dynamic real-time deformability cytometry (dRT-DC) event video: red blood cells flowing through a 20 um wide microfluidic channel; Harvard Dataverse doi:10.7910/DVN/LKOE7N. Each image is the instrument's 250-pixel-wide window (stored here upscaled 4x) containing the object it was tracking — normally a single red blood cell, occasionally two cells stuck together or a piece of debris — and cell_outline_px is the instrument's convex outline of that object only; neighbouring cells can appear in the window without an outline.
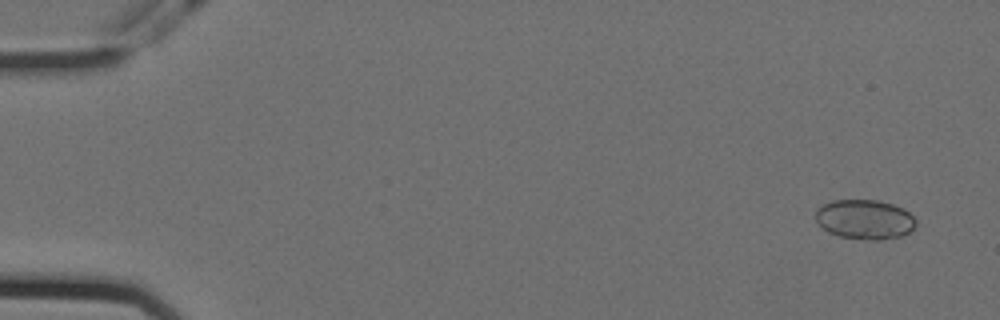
{"species": "Egyptian fruit bat (a non-hibernating species)", "species_latin": "Rousettus aegyptiacus", "temperature_condition": "cold", "stored_images_in_passage": 55, "camera_frame_rate_fps": 3000, "um_per_image_px": 0.085, "animal": {"sex": "female"}, "frame": {"image": 1, "passage_image": 1, "time_ms": 0.0, "image_size_px": [1000, 320], "cell_outline_px": [[916, 224], [908, 232], [900, 236], [880, 240], [868, 240], [840, 236], [828, 232], [816, 220], [816, 208], [832, 200], [880, 200], [904, 208], [916, 220]], "centroid_in_image_um": [73.5, 18.64], "position_along_channel_um": 11.5, "area_um2": 23.06}}
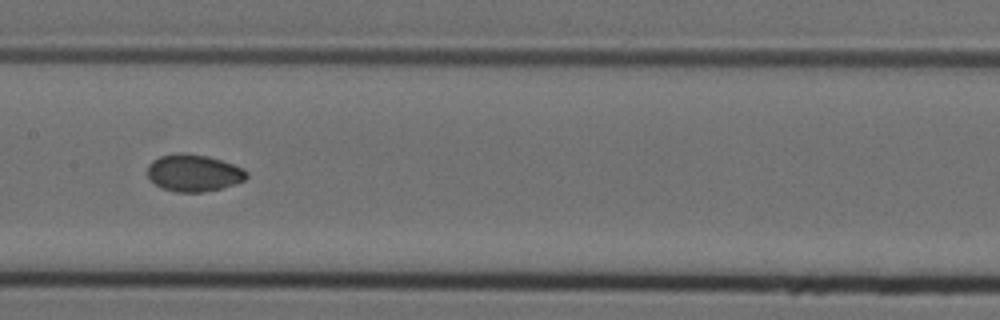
{"frame": {"image": 2, "passage_image": 27, "time_ms": 8.667, "image_size_px": [1000, 320], "cell_outline_px": [[248, 176], [244, 180], [236, 184], [204, 192], [176, 192], [160, 188], [148, 180], [148, 164], [152, 160], [160, 156], [180, 152], [184, 152], [208, 156], [244, 168], [248, 172]], "centroid_in_image_um": [16.44, 14.7], "position_along_channel_um": 191.0, "area_um2": 21.68}}
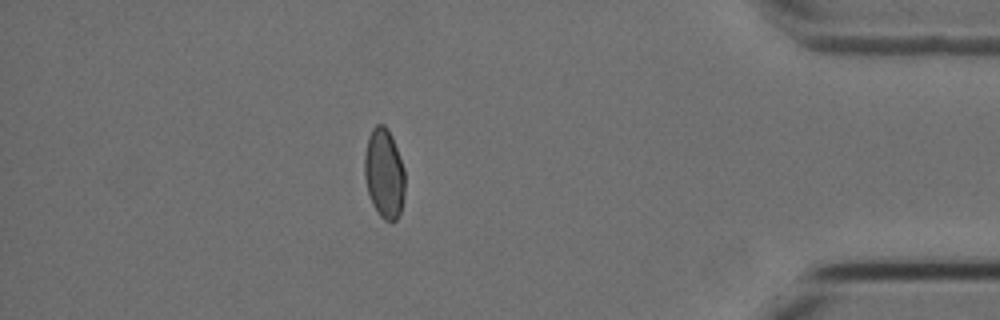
{"frame": {"image": 3, "passage_image": 48, "time_ms": 15.667, "image_size_px": [1000, 320], "cell_outline_px": [[404, 200], [400, 212], [396, 220], [384, 220], [380, 216], [372, 204], [368, 192], [364, 176], [364, 152], [368, 136], [372, 128], [376, 124], [384, 124], [388, 128], [392, 136], [404, 168]], "centroid_in_image_um": [32.64, 14.71], "position_along_channel_um": 402.6, "area_um2": 21.33}, "authors_computed_cell_mechanics": {"area_um2": 21.2704, "velocity_mm_per_s": 3.5756, "shape_relaxation_time_tau1_ms": null, "shape_relaxation_time_tau2_ms": 1.8374, "deformation_change_tau1": null, "deformation_change_tau2": 0.0236}}